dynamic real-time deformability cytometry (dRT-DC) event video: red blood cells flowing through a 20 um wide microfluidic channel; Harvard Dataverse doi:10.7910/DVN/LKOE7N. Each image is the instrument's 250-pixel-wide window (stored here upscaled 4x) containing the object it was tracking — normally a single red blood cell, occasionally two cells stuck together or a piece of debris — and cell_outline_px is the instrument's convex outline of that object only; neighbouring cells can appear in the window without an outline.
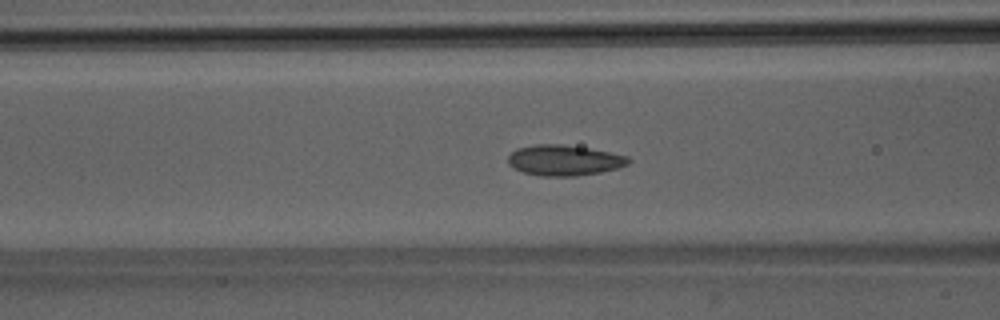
{"species": "Egyptian fruit bat (a non-hibernating species)", "species_latin": "Rousettus aegyptiacus", "temperature_condition": "room temperature", "stored_images_in_passage": 50, "camera_frame_rate_fps": 3000, "um_per_image_px": 0.085, "animal": {"sex": "male"}, "frame": {"image": 1, "passage_image": 20, "time_ms": 6.333, "image_size_px": [1000, 320], "cell_outline_px": [[632, 160], [628, 164], [620, 168], [600, 172], [576, 176], [540, 176], [524, 172], [508, 164], [508, 156], [516, 148], [536, 144], [564, 144], [588, 148], [628, 156]], "centroid_in_image_um": [47.97, 13.62], "position_along_channel_um": 118.6, "area_um2": 21.5}}
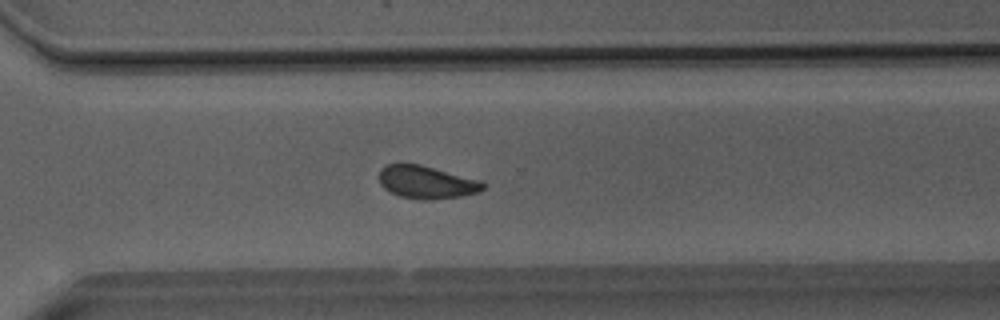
{"frame": {"image": 2, "passage_image": 36, "time_ms": 11.667, "image_size_px": [1000, 320], "cell_outline_px": [[488, 184], [484, 188], [476, 192], [464, 196], [428, 200], [424, 200], [400, 196], [388, 192], [380, 184], [380, 168], [388, 164], [400, 160], [420, 164], [484, 180]], "centroid_in_image_um": [36.26, 15.45], "position_along_channel_um": 334.3, "area_um2": 20.63}}
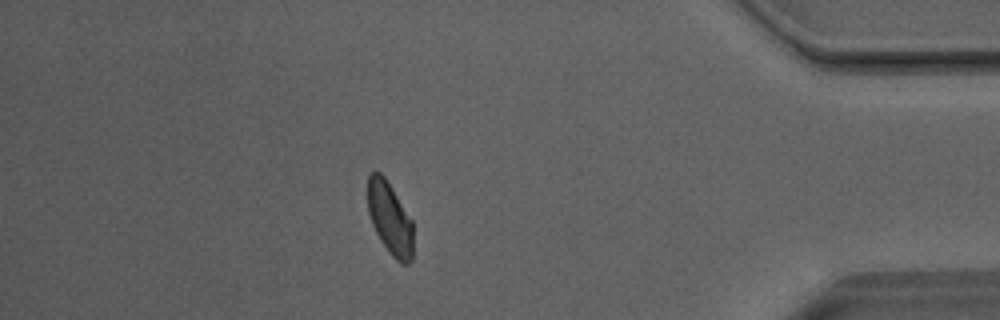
{"frame": {"image": 3, "passage_image": 44, "time_ms": 14.333, "image_size_px": [1000, 320], "cell_outline_px": [[412, 260], [408, 264], [400, 264], [392, 256], [380, 240], [372, 224], [368, 212], [368, 172], [376, 168], [384, 176], [412, 220]], "centroid_in_image_um": [33.12, 18.54], "position_along_channel_um": 402.1, "area_um2": 19.25}, "authors_computed_cell_mechanics": {"area_um2": 20.4901, "velocity_mm_per_s": 4.0595, "shape_relaxation_time_tau1_ms": 5.1704, "shape_relaxation_time_tau2_ms": 1.6779, "deformation_change_tau1": 0.1131, "deformation_change_tau2": 0.0604}}